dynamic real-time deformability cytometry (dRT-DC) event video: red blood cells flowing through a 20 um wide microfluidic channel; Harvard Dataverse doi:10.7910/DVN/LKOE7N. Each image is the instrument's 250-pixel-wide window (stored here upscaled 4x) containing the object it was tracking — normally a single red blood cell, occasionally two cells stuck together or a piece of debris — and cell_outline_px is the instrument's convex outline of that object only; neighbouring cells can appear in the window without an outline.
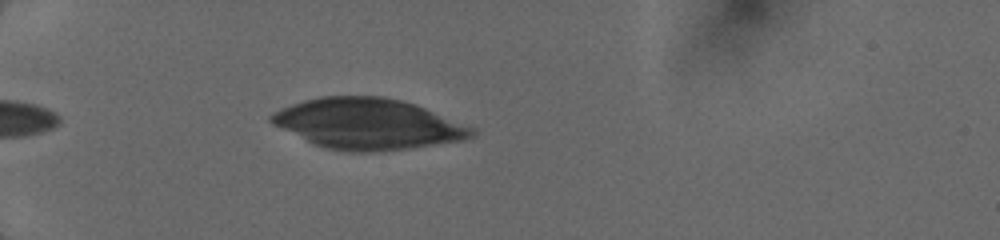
{"species": "human", "species_latin": "Homo sapiens", "temperature_condition": "cold", "stored_images_in_passage": 3, "camera_frame_rate_fps": 3000, "um_per_image_px": 0.085, "donor": {"sex": "female"}, "frame": {"image": 1, "passage_image": 1, "time_ms": 0.0, "image_size_px": [1000, 240], "cell_outline_px": [[476, 136], [464, 140], [412, 148], [380, 152], [348, 152], [324, 148], [312, 144], [272, 124], [268, 120], [268, 116], [272, 112], [292, 104], [304, 100], [320, 96], [380, 96], [400, 100], [424, 108], [472, 128], [476, 132]], "centroid_in_image_um": [31.21, 10.55], "position_along_channel_um": 53.8, "area_um2": 59.25}}